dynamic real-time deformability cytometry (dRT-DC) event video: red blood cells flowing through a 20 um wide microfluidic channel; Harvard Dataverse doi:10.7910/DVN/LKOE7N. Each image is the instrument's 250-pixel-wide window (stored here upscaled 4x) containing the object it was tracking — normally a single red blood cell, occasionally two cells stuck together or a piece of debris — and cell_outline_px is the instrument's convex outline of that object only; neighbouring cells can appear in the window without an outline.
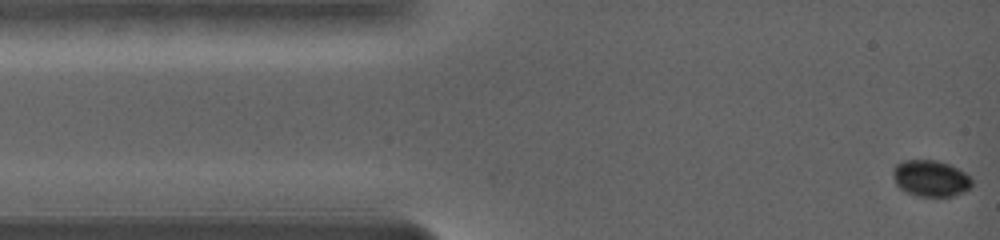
{"species": "common noctule bat (a hibernating species)", "species_latin": "Nyctalus noctula", "temperature_condition": "warm", "stored_images_in_passage": 44, "camera_frame_rate_fps": 5000, "um_per_image_px": 0.085, "animal": {"sex": "female", "body_mass_g": 19.0, "forearm_length_mm": 56.7}, "frame": {"image": 1, "passage_image": 1, "time_ms": 0.0, "image_size_px": [1000, 240], "cell_outline_px": [[972, 184], [964, 192], [952, 196], [920, 196], [908, 192], [900, 188], [896, 184], [896, 164], [912, 160], [932, 160], [948, 164], [964, 172], [972, 180]], "centroid_in_image_um": [79.16, 15.17], "position_along_channel_um": 5.8, "area_um2": 16.01}}
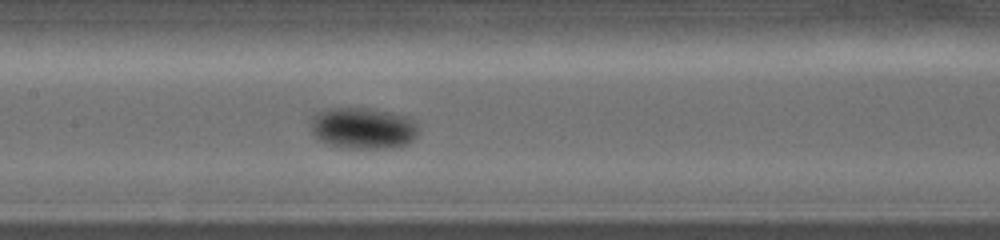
{"frame": {"image": 2, "passage_image": 21, "time_ms": 6.8, "image_size_px": [1000, 240], "cell_outline_px": [[412, 140], [408, 144], [396, 148], [348, 148], [332, 144], [320, 140], [316, 136], [312, 124], [324, 112], [340, 108], [372, 112], [392, 116], [404, 120], [412, 128]], "centroid_in_image_um": [30.77, 11.01], "position_along_channel_um": 176.6, "area_um2": 22.77}}
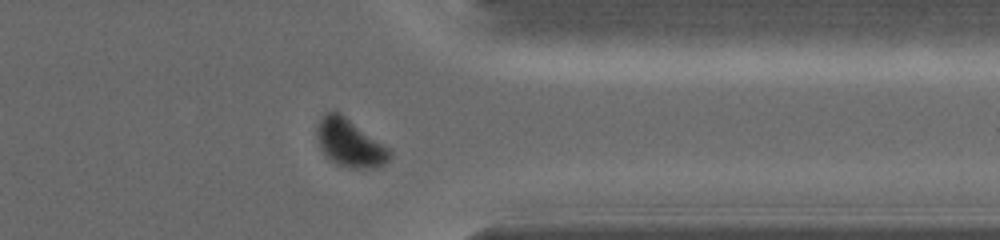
{"frame": {"image": 3, "passage_image": 38, "time_ms": 12.6, "image_size_px": [1000, 240], "cell_outline_px": [[392, 156], [384, 164], [376, 168], [348, 168], [336, 164], [320, 148], [320, 124], [324, 116], [328, 112], [336, 112], [388, 148], [392, 152]], "centroid_in_image_um": [29.81, 12.25], "position_along_channel_um": 381.6, "area_um2": 18.84}, "authors_computed_cell_mechanics": {"area_um2": 19.6231, "velocity_mm_per_s": 3.6081, "shape_relaxation_time_tau1_ms": 2.2055, "shape_relaxation_time_tau2_ms": null, "deformation_change_tau1": 0.1424, "deformation_change_tau2": null}}